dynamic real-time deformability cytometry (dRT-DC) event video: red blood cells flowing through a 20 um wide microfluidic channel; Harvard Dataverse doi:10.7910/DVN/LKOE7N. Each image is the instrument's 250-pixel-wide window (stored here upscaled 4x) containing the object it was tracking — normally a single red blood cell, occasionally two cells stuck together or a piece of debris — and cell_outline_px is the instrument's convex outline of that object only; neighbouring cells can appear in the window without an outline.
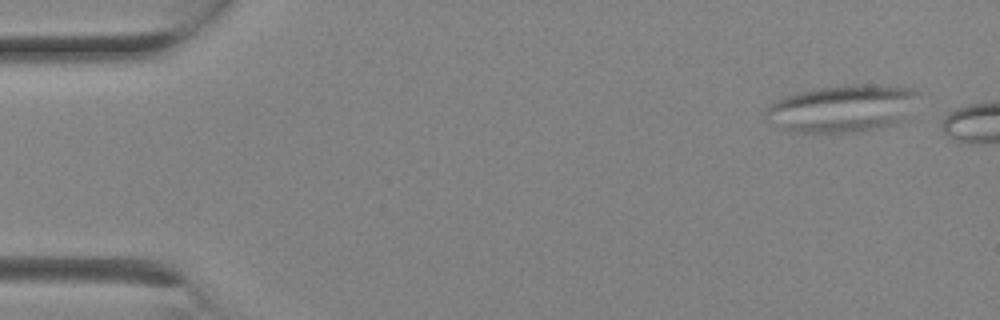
{"species": "Egyptian fruit bat (a non-hibernating species)", "species_latin": "Rousettus aegyptiacus", "temperature_condition": "room temperature", "stored_images_in_passage": 4, "camera_frame_rate_fps": 3000, "um_per_image_px": 0.085, "animal": {"sex": "female"}, "frame": {"image": 1, "passage_image": 1, "time_ms": 0.0, "image_size_px": [1000, 320], "cell_outline_px": [[920, 92], [912, 116], [896, 124], [880, 128], [860, 132], [800, 132], [780, 128], [764, 120], [764, 108], [776, 100], [784, 96], [800, 92], [820, 88], [848, 84], [864, 84], [916, 88]], "centroid_in_image_um": [71.66, 9.22], "position_along_channel_um": 13.3, "area_um2": 43.0}}
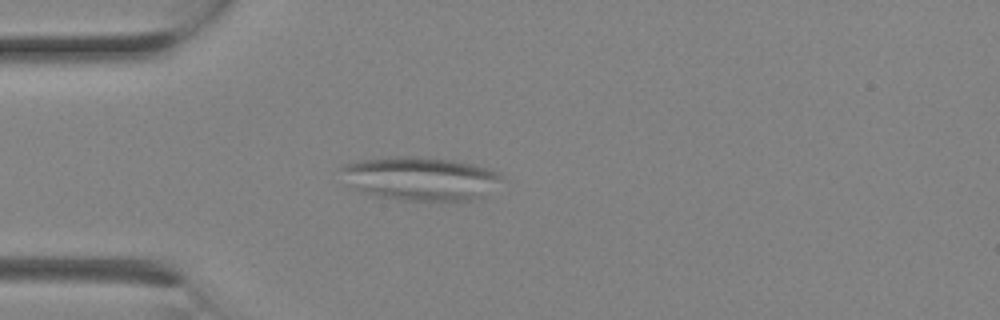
{"frame": {"image": 2, "passage_image": 4, "time_ms": 1.0, "image_size_px": [1000, 320], "cell_outline_px": [[500, 176], [480, 196], [472, 200], [400, 200], [380, 196], [364, 192], [352, 188], [340, 168], [344, 164], [360, 160], [388, 156], [420, 156], [452, 160], [472, 164], [488, 168], [500, 172]], "centroid_in_image_um": [35.64, 15.14], "position_along_channel_um": 49.4, "area_um2": 39.88}}